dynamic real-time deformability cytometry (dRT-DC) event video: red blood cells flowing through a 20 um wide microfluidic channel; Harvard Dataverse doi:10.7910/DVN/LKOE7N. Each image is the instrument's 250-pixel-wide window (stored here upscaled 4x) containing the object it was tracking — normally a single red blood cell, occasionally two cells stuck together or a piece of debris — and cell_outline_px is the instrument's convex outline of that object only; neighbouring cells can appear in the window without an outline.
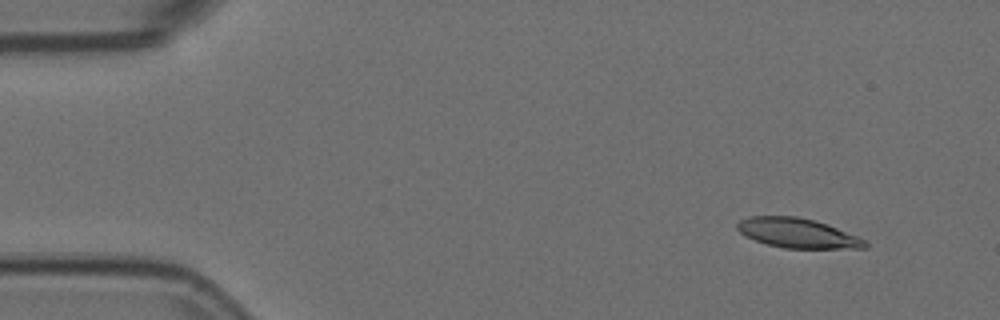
{"species": "Egyptian fruit bat (a non-hibernating species)", "species_latin": "Rousettus aegyptiacus", "temperature_condition": "room temperature", "stored_images_in_passage": 4, "camera_frame_rate_fps": 3000, "um_per_image_px": 0.085, "animal": {"sex": "female"}, "frame": {"image": 1, "passage_image": 1, "time_ms": 0.0, "image_size_px": [1000, 320], "cell_outline_px": [[868, 248], [784, 248], [768, 244], [744, 236], [736, 228], [736, 224], [740, 220], [748, 216], [796, 216], [816, 220], [856, 236], [864, 240], [868, 244]], "centroid_in_image_um": [67.75, 19.8], "position_along_channel_um": 17.3, "area_um2": 21.91}}
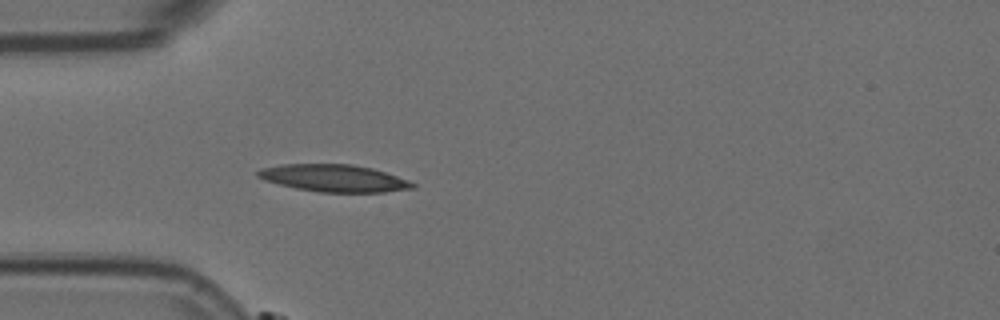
{"frame": {"image": 2, "passage_image": 4, "time_ms": 1.0, "image_size_px": [1000, 320], "cell_outline_px": [[416, 188], [384, 192], [320, 192], [296, 188], [264, 180], [256, 176], [256, 172], [260, 168], [280, 164], [352, 164], [372, 168], [408, 180], [416, 184]], "centroid_in_image_um": [28.37, 15.14], "position_along_channel_um": 56.6, "area_um2": 24.51}}